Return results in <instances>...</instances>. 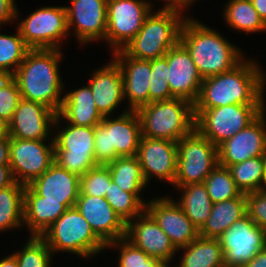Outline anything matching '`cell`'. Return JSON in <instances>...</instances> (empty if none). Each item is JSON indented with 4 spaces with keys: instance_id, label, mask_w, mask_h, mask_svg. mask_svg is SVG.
Returning <instances> with one entry per match:
<instances>
[{
    "instance_id": "6da1fadb",
    "label": "cell",
    "mask_w": 266,
    "mask_h": 267,
    "mask_svg": "<svg viewBox=\"0 0 266 267\" xmlns=\"http://www.w3.org/2000/svg\"><path fill=\"white\" fill-rule=\"evenodd\" d=\"M253 57L230 71L204 78L194 110L231 104H265L266 73Z\"/></svg>"
},
{
    "instance_id": "7a4b0ae2",
    "label": "cell",
    "mask_w": 266,
    "mask_h": 267,
    "mask_svg": "<svg viewBox=\"0 0 266 267\" xmlns=\"http://www.w3.org/2000/svg\"><path fill=\"white\" fill-rule=\"evenodd\" d=\"M63 55L62 49H30L27 52L12 75L23 99L38 102L59 113L65 92L60 73Z\"/></svg>"
},
{
    "instance_id": "3957f363",
    "label": "cell",
    "mask_w": 266,
    "mask_h": 267,
    "mask_svg": "<svg viewBox=\"0 0 266 267\" xmlns=\"http://www.w3.org/2000/svg\"><path fill=\"white\" fill-rule=\"evenodd\" d=\"M187 14L179 42L189 52L203 79L230 71L245 58L244 51L221 32Z\"/></svg>"
},
{
    "instance_id": "277c9868",
    "label": "cell",
    "mask_w": 266,
    "mask_h": 267,
    "mask_svg": "<svg viewBox=\"0 0 266 267\" xmlns=\"http://www.w3.org/2000/svg\"><path fill=\"white\" fill-rule=\"evenodd\" d=\"M156 10L151 11L140 31L123 49L128 56L154 60L164 57L168 50L179 42L187 10L165 6Z\"/></svg>"
},
{
    "instance_id": "5b68a950",
    "label": "cell",
    "mask_w": 266,
    "mask_h": 267,
    "mask_svg": "<svg viewBox=\"0 0 266 267\" xmlns=\"http://www.w3.org/2000/svg\"><path fill=\"white\" fill-rule=\"evenodd\" d=\"M141 123L136 110L124 109L107 116L95 126L94 157L98 165H108L118 157L137 156Z\"/></svg>"
},
{
    "instance_id": "8992f818",
    "label": "cell",
    "mask_w": 266,
    "mask_h": 267,
    "mask_svg": "<svg viewBox=\"0 0 266 267\" xmlns=\"http://www.w3.org/2000/svg\"><path fill=\"white\" fill-rule=\"evenodd\" d=\"M136 112L144 137L178 142L195 129L194 104L181 98L150 102Z\"/></svg>"
},
{
    "instance_id": "52a82bcc",
    "label": "cell",
    "mask_w": 266,
    "mask_h": 267,
    "mask_svg": "<svg viewBox=\"0 0 266 267\" xmlns=\"http://www.w3.org/2000/svg\"><path fill=\"white\" fill-rule=\"evenodd\" d=\"M41 238L54 256L61 252L72 253L88 260L106 250V244L94 233L76 206L68 208Z\"/></svg>"
},
{
    "instance_id": "ba28073f",
    "label": "cell",
    "mask_w": 266,
    "mask_h": 267,
    "mask_svg": "<svg viewBox=\"0 0 266 267\" xmlns=\"http://www.w3.org/2000/svg\"><path fill=\"white\" fill-rule=\"evenodd\" d=\"M54 132V162L61 168L80 177L98 165L94 157L95 127L69 124L57 114Z\"/></svg>"
},
{
    "instance_id": "9c48e42d",
    "label": "cell",
    "mask_w": 266,
    "mask_h": 267,
    "mask_svg": "<svg viewBox=\"0 0 266 267\" xmlns=\"http://www.w3.org/2000/svg\"><path fill=\"white\" fill-rule=\"evenodd\" d=\"M19 16L21 13L17 7L16 27L30 49H62L63 42L70 38L65 6L46 5L22 20Z\"/></svg>"
},
{
    "instance_id": "30bf717a",
    "label": "cell",
    "mask_w": 266,
    "mask_h": 267,
    "mask_svg": "<svg viewBox=\"0 0 266 267\" xmlns=\"http://www.w3.org/2000/svg\"><path fill=\"white\" fill-rule=\"evenodd\" d=\"M266 104H231L194 110L195 129L216 147L246 128L265 109Z\"/></svg>"
},
{
    "instance_id": "8fae6325",
    "label": "cell",
    "mask_w": 266,
    "mask_h": 267,
    "mask_svg": "<svg viewBox=\"0 0 266 267\" xmlns=\"http://www.w3.org/2000/svg\"><path fill=\"white\" fill-rule=\"evenodd\" d=\"M218 165V147L196 129L177 142V173L172 187L204 183Z\"/></svg>"
},
{
    "instance_id": "7c38bea8",
    "label": "cell",
    "mask_w": 266,
    "mask_h": 267,
    "mask_svg": "<svg viewBox=\"0 0 266 267\" xmlns=\"http://www.w3.org/2000/svg\"><path fill=\"white\" fill-rule=\"evenodd\" d=\"M153 9L150 0H107L105 43L111 48L110 53L128 45Z\"/></svg>"
},
{
    "instance_id": "4fadbf2b",
    "label": "cell",
    "mask_w": 266,
    "mask_h": 267,
    "mask_svg": "<svg viewBox=\"0 0 266 267\" xmlns=\"http://www.w3.org/2000/svg\"><path fill=\"white\" fill-rule=\"evenodd\" d=\"M54 163V140L10 138L9 166L16 182L27 186Z\"/></svg>"
},
{
    "instance_id": "5bb4252c",
    "label": "cell",
    "mask_w": 266,
    "mask_h": 267,
    "mask_svg": "<svg viewBox=\"0 0 266 267\" xmlns=\"http://www.w3.org/2000/svg\"><path fill=\"white\" fill-rule=\"evenodd\" d=\"M225 267H244L266 247V232L248 216L235 221L218 238Z\"/></svg>"
},
{
    "instance_id": "9a60e30c",
    "label": "cell",
    "mask_w": 266,
    "mask_h": 267,
    "mask_svg": "<svg viewBox=\"0 0 266 267\" xmlns=\"http://www.w3.org/2000/svg\"><path fill=\"white\" fill-rule=\"evenodd\" d=\"M65 9L69 35L76 37L80 46L105 42L107 0H70Z\"/></svg>"
},
{
    "instance_id": "2e32d148",
    "label": "cell",
    "mask_w": 266,
    "mask_h": 267,
    "mask_svg": "<svg viewBox=\"0 0 266 267\" xmlns=\"http://www.w3.org/2000/svg\"><path fill=\"white\" fill-rule=\"evenodd\" d=\"M145 210L155 219L176 249L188 246L199 237V229L186 216L175 197L158 195L146 203Z\"/></svg>"
},
{
    "instance_id": "e0dca14e",
    "label": "cell",
    "mask_w": 266,
    "mask_h": 267,
    "mask_svg": "<svg viewBox=\"0 0 266 267\" xmlns=\"http://www.w3.org/2000/svg\"><path fill=\"white\" fill-rule=\"evenodd\" d=\"M137 158L145 181L174 184L177 173V142L141 136ZM153 178V179H152Z\"/></svg>"
},
{
    "instance_id": "ac0fdd59",
    "label": "cell",
    "mask_w": 266,
    "mask_h": 267,
    "mask_svg": "<svg viewBox=\"0 0 266 267\" xmlns=\"http://www.w3.org/2000/svg\"><path fill=\"white\" fill-rule=\"evenodd\" d=\"M266 154V109L246 128L218 146V164L229 167Z\"/></svg>"
},
{
    "instance_id": "d6986e66",
    "label": "cell",
    "mask_w": 266,
    "mask_h": 267,
    "mask_svg": "<svg viewBox=\"0 0 266 267\" xmlns=\"http://www.w3.org/2000/svg\"><path fill=\"white\" fill-rule=\"evenodd\" d=\"M135 247L171 267L177 259V249L159 227L155 219L144 210L126 225V237Z\"/></svg>"
},
{
    "instance_id": "ffe728a7",
    "label": "cell",
    "mask_w": 266,
    "mask_h": 267,
    "mask_svg": "<svg viewBox=\"0 0 266 267\" xmlns=\"http://www.w3.org/2000/svg\"><path fill=\"white\" fill-rule=\"evenodd\" d=\"M57 114L43 104L22 98L9 122V137L54 140V123Z\"/></svg>"
},
{
    "instance_id": "44dd1931",
    "label": "cell",
    "mask_w": 266,
    "mask_h": 267,
    "mask_svg": "<svg viewBox=\"0 0 266 267\" xmlns=\"http://www.w3.org/2000/svg\"><path fill=\"white\" fill-rule=\"evenodd\" d=\"M169 67L167 81L174 98L195 104L201 90L203 78L198 73L187 49L178 42L164 56Z\"/></svg>"
},
{
    "instance_id": "7402d4cb",
    "label": "cell",
    "mask_w": 266,
    "mask_h": 267,
    "mask_svg": "<svg viewBox=\"0 0 266 267\" xmlns=\"http://www.w3.org/2000/svg\"><path fill=\"white\" fill-rule=\"evenodd\" d=\"M111 56L123 74L124 101L125 104H128L123 107L129 110H137L149 104L151 60L130 57L123 50L115 51Z\"/></svg>"
},
{
    "instance_id": "603a6c76",
    "label": "cell",
    "mask_w": 266,
    "mask_h": 267,
    "mask_svg": "<svg viewBox=\"0 0 266 267\" xmlns=\"http://www.w3.org/2000/svg\"><path fill=\"white\" fill-rule=\"evenodd\" d=\"M75 206L106 245L126 237L127 224L105 197L79 195Z\"/></svg>"
},
{
    "instance_id": "cb8c5ba5",
    "label": "cell",
    "mask_w": 266,
    "mask_h": 267,
    "mask_svg": "<svg viewBox=\"0 0 266 267\" xmlns=\"http://www.w3.org/2000/svg\"><path fill=\"white\" fill-rule=\"evenodd\" d=\"M106 65L93 69L88 82L99 113L103 117L114 116L124 103L123 74L111 58Z\"/></svg>"
},
{
    "instance_id": "d4e9b609",
    "label": "cell",
    "mask_w": 266,
    "mask_h": 267,
    "mask_svg": "<svg viewBox=\"0 0 266 267\" xmlns=\"http://www.w3.org/2000/svg\"><path fill=\"white\" fill-rule=\"evenodd\" d=\"M80 177L53 163L29 186L41 196V201L61 202L67 208L76 205L80 193Z\"/></svg>"
},
{
    "instance_id": "484cf974",
    "label": "cell",
    "mask_w": 266,
    "mask_h": 267,
    "mask_svg": "<svg viewBox=\"0 0 266 267\" xmlns=\"http://www.w3.org/2000/svg\"><path fill=\"white\" fill-rule=\"evenodd\" d=\"M69 91V92H67ZM64 92L59 115L69 124L95 127L104 118L98 111L90 86H83Z\"/></svg>"
},
{
    "instance_id": "4316f807",
    "label": "cell",
    "mask_w": 266,
    "mask_h": 267,
    "mask_svg": "<svg viewBox=\"0 0 266 267\" xmlns=\"http://www.w3.org/2000/svg\"><path fill=\"white\" fill-rule=\"evenodd\" d=\"M61 202L41 201L29 185L24 192V227L30 236L42 234L67 210Z\"/></svg>"
},
{
    "instance_id": "83f0119b",
    "label": "cell",
    "mask_w": 266,
    "mask_h": 267,
    "mask_svg": "<svg viewBox=\"0 0 266 267\" xmlns=\"http://www.w3.org/2000/svg\"><path fill=\"white\" fill-rule=\"evenodd\" d=\"M247 215L246 194H241L222 202L213 204L207 222L199 230V236L205 238H218L235 221Z\"/></svg>"
},
{
    "instance_id": "f1b7e54d",
    "label": "cell",
    "mask_w": 266,
    "mask_h": 267,
    "mask_svg": "<svg viewBox=\"0 0 266 267\" xmlns=\"http://www.w3.org/2000/svg\"><path fill=\"white\" fill-rule=\"evenodd\" d=\"M179 253L177 267H225L223 249L217 238L199 236L188 246L177 249Z\"/></svg>"
},
{
    "instance_id": "f546056e",
    "label": "cell",
    "mask_w": 266,
    "mask_h": 267,
    "mask_svg": "<svg viewBox=\"0 0 266 267\" xmlns=\"http://www.w3.org/2000/svg\"><path fill=\"white\" fill-rule=\"evenodd\" d=\"M107 166L110 169L112 181L123 191L133 193L146 205L149 200L142 198V193H144L148 184L144 179L137 156L118 157Z\"/></svg>"
},
{
    "instance_id": "4dcf8cb0",
    "label": "cell",
    "mask_w": 266,
    "mask_h": 267,
    "mask_svg": "<svg viewBox=\"0 0 266 267\" xmlns=\"http://www.w3.org/2000/svg\"><path fill=\"white\" fill-rule=\"evenodd\" d=\"M222 11L223 22L231 30L239 33L266 32V24L261 19L251 0H228Z\"/></svg>"
},
{
    "instance_id": "1f68e13d",
    "label": "cell",
    "mask_w": 266,
    "mask_h": 267,
    "mask_svg": "<svg viewBox=\"0 0 266 267\" xmlns=\"http://www.w3.org/2000/svg\"><path fill=\"white\" fill-rule=\"evenodd\" d=\"M179 199L175 201L181 206L186 216L200 230L210 216L213 203L204 183L177 186Z\"/></svg>"
},
{
    "instance_id": "d6a6232c",
    "label": "cell",
    "mask_w": 266,
    "mask_h": 267,
    "mask_svg": "<svg viewBox=\"0 0 266 267\" xmlns=\"http://www.w3.org/2000/svg\"><path fill=\"white\" fill-rule=\"evenodd\" d=\"M25 186L14 182L0 189V233L24 228Z\"/></svg>"
},
{
    "instance_id": "836d02e7",
    "label": "cell",
    "mask_w": 266,
    "mask_h": 267,
    "mask_svg": "<svg viewBox=\"0 0 266 267\" xmlns=\"http://www.w3.org/2000/svg\"><path fill=\"white\" fill-rule=\"evenodd\" d=\"M228 168L236 186L243 194L265 188L264 156L253 157Z\"/></svg>"
},
{
    "instance_id": "e575fe53",
    "label": "cell",
    "mask_w": 266,
    "mask_h": 267,
    "mask_svg": "<svg viewBox=\"0 0 266 267\" xmlns=\"http://www.w3.org/2000/svg\"><path fill=\"white\" fill-rule=\"evenodd\" d=\"M1 32V31H0ZM30 48L26 45L16 27V32L11 34L0 33V69L13 75Z\"/></svg>"
},
{
    "instance_id": "d590c367",
    "label": "cell",
    "mask_w": 266,
    "mask_h": 267,
    "mask_svg": "<svg viewBox=\"0 0 266 267\" xmlns=\"http://www.w3.org/2000/svg\"><path fill=\"white\" fill-rule=\"evenodd\" d=\"M212 203L239 197L242 192L236 186L228 167L218 164L204 181Z\"/></svg>"
},
{
    "instance_id": "8d00e7d4",
    "label": "cell",
    "mask_w": 266,
    "mask_h": 267,
    "mask_svg": "<svg viewBox=\"0 0 266 267\" xmlns=\"http://www.w3.org/2000/svg\"><path fill=\"white\" fill-rule=\"evenodd\" d=\"M20 250L13 251L19 267H50L53 263V252L46 242L38 236L27 238ZM52 267V266H51Z\"/></svg>"
},
{
    "instance_id": "74e56055",
    "label": "cell",
    "mask_w": 266,
    "mask_h": 267,
    "mask_svg": "<svg viewBox=\"0 0 266 267\" xmlns=\"http://www.w3.org/2000/svg\"><path fill=\"white\" fill-rule=\"evenodd\" d=\"M107 249L117 250L119 253L117 267H169L155 257L147 255L135 247L126 238H121L106 245Z\"/></svg>"
},
{
    "instance_id": "f35d334b",
    "label": "cell",
    "mask_w": 266,
    "mask_h": 267,
    "mask_svg": "<svg viewBox=\"0 0 266 267\" xmlns=\"http://www.w3.org/2000/svg\"><path fill=\"white\" fill-rule=\"evenodd\" d=\"M104 197L126 224L145 210V205L133 193L123 191L113 181Z\"/></svg>"
},
{
    "instance_id": "ab89813d",
    "label": "cell",
    "mask_w": 266,
    "mask_h": 267,
    "mask_svg": "<svg viewBox=\"0 0 266 267\" xmlns=\"http://www.w3.org/2000/svg\"><path fill=\"white\" fill-rule=\"evenodd\" d=\"M111 182L109 167L107 165H97L80 176L79 195L104 197Z\"/></svg>"
},
{
    "instance_id": "60d3db41",
    "label": "cell",
    "mask_w": 266,
    "mask_h": 267,
    "mask_svg": "<svg viewBox=\"0 0 266 267\" xmlns=\"http://www.w3.org/2000/svg\"><path fill=\"white\" fill-rule=\"evenodd\" d=\"M168 64L165 57L151 60L150 102L174 99L167 81Z\"/></svg>"
},
{
    "instance_id": "b9f144b4",
    "label": "cell",
    "mask_w": 266,
    "mask_h": 267,
    "mask_svg": "<svg viewBox=\"0 0 266 267\" xmlns=\"http://www.w3.org/2000/svg\"><path fill=\"white\" fill-rule=\"evenodd\" d=\"M21 99L17 82L11 77L0 87V117L10 122Z\"/></svg>"
},
{
    "instance_id": "7bdbcfd3",
    "label": "cell",
    "mask_w": 266,
    "mask_h": 267,
    "mask_svg": "<svg viewBox=\"0 0 266 267\" xmlns=\"http://www.w3.org/2000/svg\"><path fill=\"white\" fill-rule=\"evenodd\" d=\"M247 215L266 232V188L246 194Z\"/></svg>"
},
{
    "instance_id": "ee69618b",
    "label": "cell",
    "mask_w": 266,
    "mask_h": 267,
    "mask_svg": "<svg viewBox=\"0 0 266 267\" xmlns=\"http://www.w3.org/2000/svg\"><path fill=\"white\" fill-rule=\"evenodd\" d=\"M16 0H0V29L16 22Z\"/></svg>"
},
{
    "instance_id": "f6af8a7d",
    "label": "cell",
    "mask_w": 266,
    "mask_h": 267,
    "mask_svg": "<svg viewBox=\"0 0 266 267\" xmlns=\"http://www.w3.org/2000/svg\"><path fill=\"white\" fill-rule=\"evenodd\" d=\"M15 182L9 165H0V189L8 187Z\"/></svg>"
},
{
    "instance_id": "bcb514c9",
    "label": "cell",
    "mask_w": 266,
    "mask_h": 267,
    "mask_svg": "<svg viewBox=\"0 0 266 267\" xmlns=\"http://www.w3.org/2000/svg\"><path fill=\"white\" fill-rule=\"evenodd\" d=\"M10 137H0V165H9Z\"/></svg>"
},
{
    "instance_id": "7dc6e473",
    "label": "cell",
    "mask_w": 266,
    "mask_h": 267,
    "mask_svg": "<svg viewBox=\"0 0 266 267\" xmlns=\"http://www.w3.org/2000/svg\"><path fill=\"white\" fill-rule=\"evenodd\" d=\"M244 267H266V247L261 249Z\"/></svg>"
},
{
    "instance_id": "c3c4849f",
    "label": "cell",
    "mask_w": 266,
    "mask_h": 267,
    "mask_svg": "<svg viewBox=\"0 0 266 267\" xmlns=\"http://www.w3.org/2000/svg\"><path fill=\"white\" fill-rule=\"evenodd\" d=\"M253 7L266 24V0H251Z\"/></svg>"
},
{
    "instance_id": "681fc988",
    "label": "cell",
    "mask_w": 266,
    "mask_h": 267,
    "mask_svg": "<svg viewBox=\"0 0 266 267\" xmlns=\"http://www.w3.org/2000/svg\"><path fill=\"white\" fill-rule=\"evenodd\" d=\"M0 267H19L16 257L11 253L0 258Z\"/></svg>"
},
{
    "instance_id": "f907efd6",
    "label": "cell",
    "mask_w": 266,
    "mask_h": 267,
    "mask_svg": "<svg viewBox=\"0 0 266 267\" xmlns=\"http://www.w3.org/2000/svg\"><path fill=\"white\" fill-rule=\"evenodd\" d=\"M195 2H198L197 0H174V7H179L182 9L187 10L189 12V8H192Z\"/></svg>"
},
{
    "instance_id": "816d5d0a",
    "label": "cell",
    "mask_w": 266,
    "mask_h": 267,
    "mask_svg": "<svg viewBox=\"0 0 266 267\" xmlns=\"http://www.w3.org/2000/svg\"><path fill=\"white\" fill-rule=\"evenodd\" d=\"M9 136V122L0 117V137Z\"/></svg>"
},
{
    "instance_id": "f5cc1de1",
    "label": "cell",
    "mask_w": 266,
    "mask_h": 267,
    "mask_svg": "<svg viewBox=\"0 0 266 267\" xmlns=\"http://www.w3.org/2000/svg\"><path fill=\"white\" fill-rule=\"evenodd\" d=\"M12 77V75H10L8 72L0 69V87L7 82L10 78Z\"/></svg>"
},
{
    "instance_id": "db71d44e",
    "label": "cell",
    "mask_w": 266,
    "mask_h": 267,
    "mask_svg": "<svg viewBox=\"0 0 266 267\" xmlns=\"http://www.w3.org/2000/svg\"><path fill=\"white\" fill-rule=\"evenodd\" d=\"M163 2V5L165 7H174V0H161ZM165 2V3H164Z\"/></svg>"
},
{
    "instance_id": "11a10c76",
    "label": "cell",
    "mask_w": 266,
    "mask_h": 267,
    "mask_svg": "<svg viewBox=\"0 0 266 267\" xmlns=\"http://www.w3.org/2000/svg\"><path fill=\"white\" fill-rule=\"evenodd\" d=\"M264 174H265V188H266V154L264 156Z\"/></svg>"
}]
</instances>
